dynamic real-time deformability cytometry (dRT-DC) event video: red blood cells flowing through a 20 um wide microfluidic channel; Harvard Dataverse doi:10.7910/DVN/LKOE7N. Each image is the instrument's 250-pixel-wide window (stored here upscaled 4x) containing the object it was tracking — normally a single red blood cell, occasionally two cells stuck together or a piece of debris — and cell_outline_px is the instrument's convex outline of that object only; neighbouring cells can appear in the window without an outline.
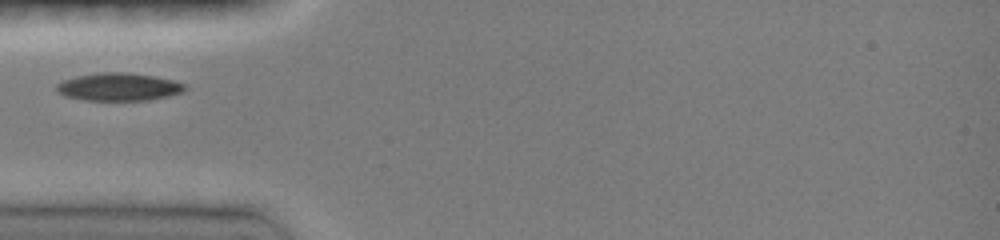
{"species": "common noctule bat (a hibernating species)", "species_latin": "Nyctalus noctula", "temperature_condition": "room temperature", "stored_images_in_passage": 33, "camera_frame_rate_fps": 3000, "um_per_image_px": 0.085, "animal": {"sex": "female", "body_mass_g": 19.0, "forearm_length_mm": 51.5}, "frame": {"image": 1, "passage_image": 1, "time_ms": 0.0, "image_size_px": [1000, 240], "cell_outline_px": [[184, 92], [168, 96], [148, 100], [84, 100], [64, 96], [56, 92], [56, 84], [64, 80], [76, 76], [96, 72], [124, 72], [152, 76], [172, 80], [184, 84]], "centroid_in_image_um": [10.03, 7.38], "position_along_channel_um": 75.0, "area_um2": 20.75}}
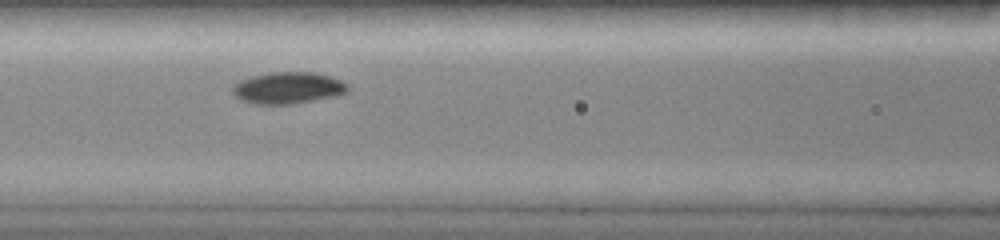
{"frame": {"image": 2, "passage_image": 11, "time_ms": 1.667, "image_size_px": [1000, 240], "cell_outline_px": [[348, 92], [336, 96], [292, 104], [256, 104], [240, 100], [232, 92], [232, 88], [240, 80], [252, 76], [268, 72], [312, 72], [332, 76], [348, 84]], "centroid_in_image_um": [24.5, 7.47], "position_along_channel_um": 142.1, "area_um2": 21.33}}
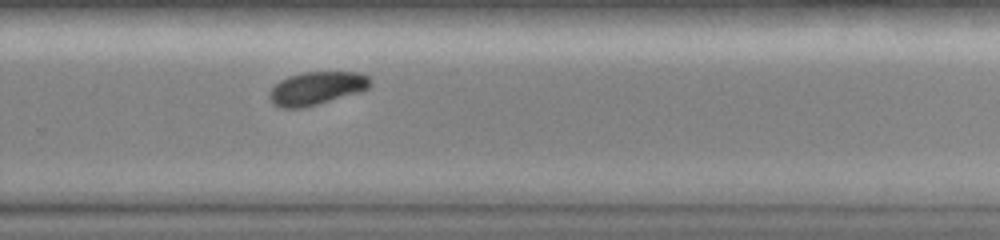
{"frame": {"image": 3, "passage_image": 33, "time_ms": 5.667, "image_size_px": [1000, 240], "cell_outline_px": [[372, 84], [368, 88], [360, 92], [304, 108], [280, 108], [272, 104], [268, 96], [268, 92], [280, 80], [288, 76], [304, 72], [364, 72], [372, 76]], "centroid_in_image_um": [26.94, 7.5], "position_along_channel_um": 302.9, "area_um2": 19.88}}